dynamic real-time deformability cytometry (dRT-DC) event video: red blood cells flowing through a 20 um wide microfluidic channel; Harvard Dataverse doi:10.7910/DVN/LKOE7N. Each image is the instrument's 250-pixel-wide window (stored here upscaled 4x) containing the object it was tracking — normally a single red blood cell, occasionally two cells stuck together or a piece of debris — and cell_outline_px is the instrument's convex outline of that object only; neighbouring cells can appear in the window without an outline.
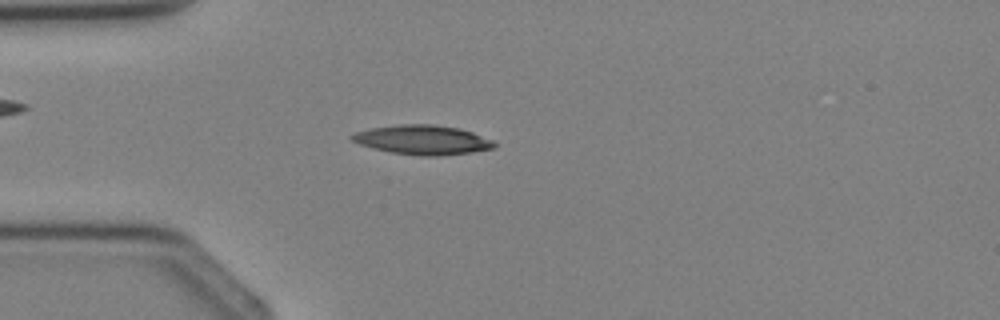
{"species": "Egyptian fruit bat (a non-hibernating species)", "species_latin": "Rousettus aegyptiacus", "temperature_condition": "cold", "stored_images_in_passage": 2, "camera_frame_rate_fps": 3000, "um_per_image_px": 0.085, "animal": {"sex": "female"}, "frame": {"image": 1, "passage_image": 2, "time_ms": 1.0, "image_size_px": [1000, 320], "cell_outline_px": [[496, 148], [472, 152], [440, 156], [420, 156], [392, 152], [372, 148], [360, 144], [352, 140], [348, 136], [356, 132], [372, 128], [400, 124], [436, 124], [460, 128], [472, 132], [492, 140], [496, 144]], "centroid_in_image_um": [35.94, 11.89], "position_along_channel_um": 49.1, "area_um2": 24.45}}